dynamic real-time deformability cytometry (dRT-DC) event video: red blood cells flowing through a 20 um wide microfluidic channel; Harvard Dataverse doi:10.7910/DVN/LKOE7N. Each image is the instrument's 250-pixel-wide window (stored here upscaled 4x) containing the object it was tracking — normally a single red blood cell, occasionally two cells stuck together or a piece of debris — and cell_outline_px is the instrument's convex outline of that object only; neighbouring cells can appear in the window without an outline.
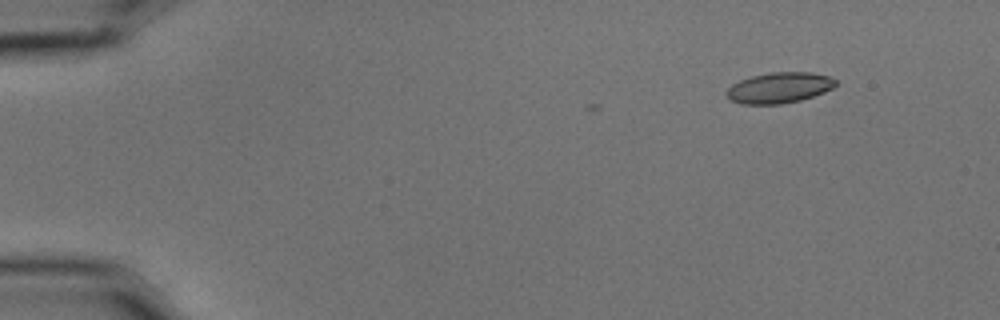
{"species": "common noctule bat (a hibernating species)", "species_latin": "Nyctalus noctula", "temperature_condition": "cold", "stored_images_in_passage": 7, "camera_frame_rate_fps": 3000, "um_per_image_px": 0.085, "animal": {"sex": "male", "body_mass_g": 15.6}, "frame": {"image": 1, "passage_image": 1, "time_ms": 0.0, "image_size_px": [1000, 320], "cell_outline_px": [[836, 84], [832, 88], [824, 92], [800, 100], [780, 104], [740, 104], [732, 100], [724, 92], [732, 84], [740, 80], [752, 76], [768, 72], [812, 72], [828, 76], [836, 80]], "centroid_in_image_um": [66.22, 7.45], "position_along_channel_um": 18.8, "area_um2": 19.48}}